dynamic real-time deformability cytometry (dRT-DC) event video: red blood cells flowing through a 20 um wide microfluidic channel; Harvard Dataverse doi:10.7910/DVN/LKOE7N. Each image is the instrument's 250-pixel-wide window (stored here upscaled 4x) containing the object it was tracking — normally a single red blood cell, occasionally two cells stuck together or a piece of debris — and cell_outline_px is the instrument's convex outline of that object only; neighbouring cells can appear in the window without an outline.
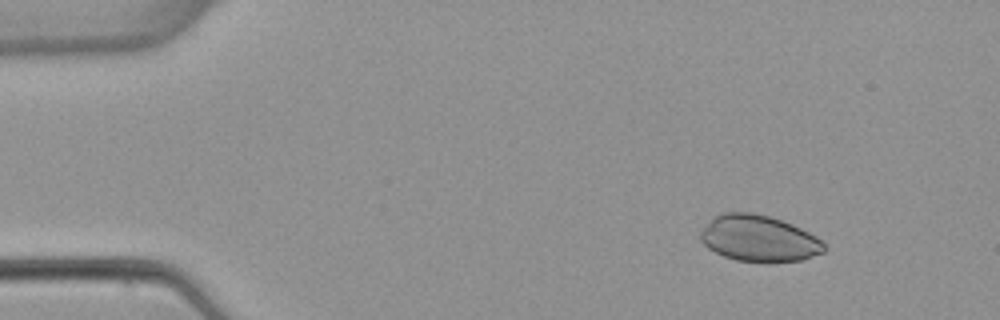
{"species": "common noctule bat (a hibernating species)", "species_latin": "Nyctalus noctula", "temperature_condition": "warm", "stored_images_in_passage": 4, "camera_frame_rate_fps": 3000, "um_per_image_px": 0.085, "animal": {"sex": "female", "body_mass_g": 22.7, "forearm_length_mm": 54.2}, "frame": {"image": 1, "passage_image": 2, "time_ms": 1.333, "image_size_px": [1000, 320], "cell_outline_px": [[824, 252], [800, 260], [768, 264], [764, 264], [736, 260], [724, 256], [708, 248], [700, 240], [700, 232], [716, 216], [724, 212], [752, 212], [768, 216], [792, 224], [816, 236], [824, 244]], "centroid_in_image_um": [64.51, 20.3], "position_along_channel_um": 20.5, "area_um2": 33.41}}